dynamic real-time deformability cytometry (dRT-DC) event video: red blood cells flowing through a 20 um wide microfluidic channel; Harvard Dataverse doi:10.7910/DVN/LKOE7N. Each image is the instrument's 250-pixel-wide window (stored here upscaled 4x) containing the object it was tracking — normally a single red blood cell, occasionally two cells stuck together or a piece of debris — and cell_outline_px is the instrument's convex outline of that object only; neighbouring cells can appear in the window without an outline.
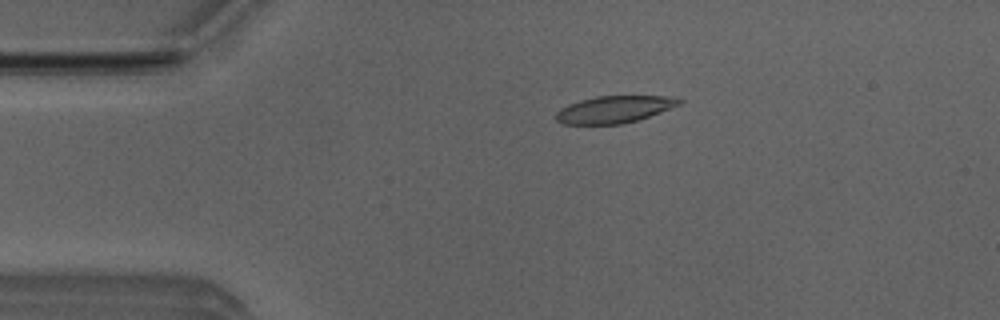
{"species": "Egyptian fruit bat (a non-hibernating species)", "species_latin": "Rousettus aegyptiacus", "temperature_condition": "room temperature", "stored_images_in_passage": 49, "camera_frame_rate_fps": 3000, "um_per_image_px": 0.085, "animal": {"sex": "male"}, "frame": {"image": 1, "passage_image": 9, "time_ms": 2.667, "image_size_px": [1000, 320], "cell_outline_px": [[684, 100], [680, 104], [660, 112], [636, 120], [620, 124], [564, 124], [556, 120], [556, 112], [560, 108], [568, 104], [580, 100], [596, 96], [664, 96]], "centroid_in_image_um": [52.17, 9.29], "position_along_channel_um": 32.8, "area_um2": 19.19}}
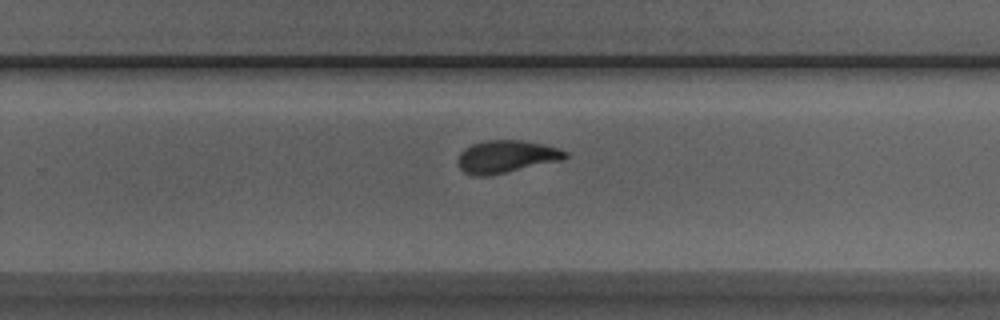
{"frame": {"image": 2, "passage_image": 32, "time_ms": 10.333, "image_size_px": [1000, 320], "cell_outline_px": [[568, 156], [564, 160], [488, 176], [476, 176], [464, 172], [460, 168], [456, 160], [460, 152], [464, 148], [472, 144], [484, 140], [520, 140], [560, 148], [568, 152]], "centroid_in_image_um": [43.03, 13.31], "position_along_channel_um": 286.8, "area_um2": 20.52}}
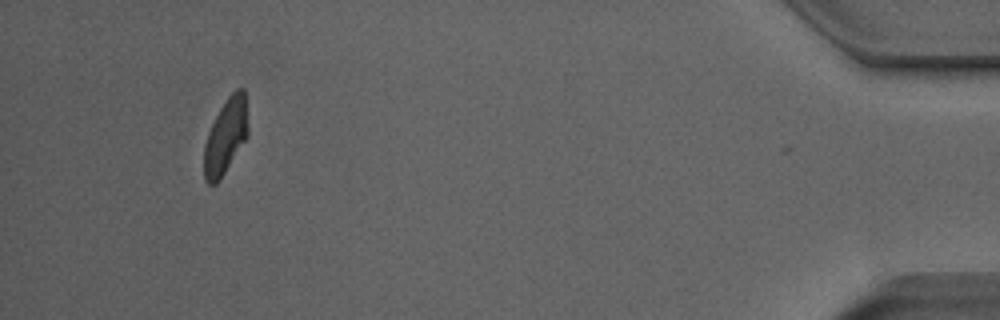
{"frame": {"image": 3, "passage_image": 48, "time_ms": 15.667, "image_size_px": [1000, 320], "cell_outline_px": [[248, 136], [220, 180], [216, 184], [208, 184], [204, 180], [204, 144], [208, 132], [220, 108], [228, 96], [236, 88], [244, 88], [248, 128]], "centroid_in_image_um": [19.18, 11.6], "position_along_channel_um": 416.0, "area_um2": 19.31}, "authors_computed_cell_mechanics": {"area_um2": 20.5768, "velocity_mm_per_s": 3.8466, "shape_relaxation_time_tau1_ms": 4.853, "shape_relaxation_time_tau2_ms": 1.4845, "deformation_change_tau1": 0.1626, "deformation_change_tau2": 0.078}}